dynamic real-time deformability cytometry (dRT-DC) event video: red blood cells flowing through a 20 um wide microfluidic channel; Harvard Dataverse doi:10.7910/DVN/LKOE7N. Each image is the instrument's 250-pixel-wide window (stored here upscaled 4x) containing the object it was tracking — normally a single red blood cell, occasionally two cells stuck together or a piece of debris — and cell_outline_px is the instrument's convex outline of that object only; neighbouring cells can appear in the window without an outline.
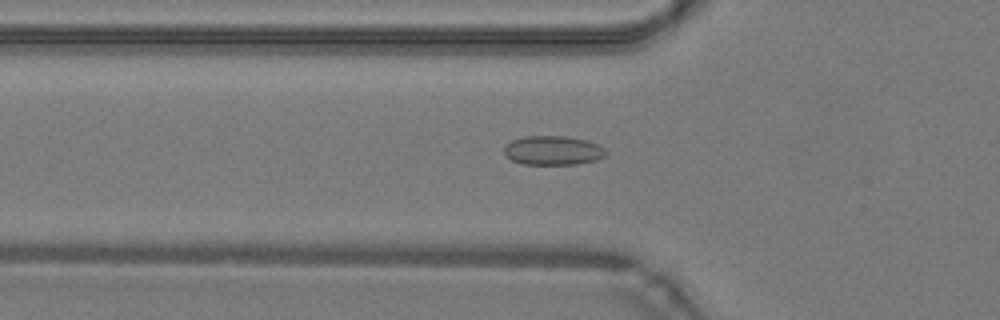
{"species": "common noctule bat (a hibernating species)", "species_latin": "Nyctalus noctula", "temperature_condition": "warm", "stored_images_in_passage": 48, "camera_frame_rate_fps": 3000, "um_per_image_px": 0.085, "animal": {"sex": "male", "body_mass_g": 19.2, "forearm_length_mm": 51.8}, "frame": {"image": 1, "passage_image": 17, "time_ms": 5.333, "image_size_px": [1000, 320], "cell_outline_px": [[608, 152], [604, 156], [596, 160], [576, 164], [524, 164], [512, 160], [504, 156], [504, 148], [512, 140], [524, 136], [564, 136], [588, 140], [604, 148]], "centroid_in_image_um": [47.0, 12.78], "position_along_channel_um": 78.8, "area_um2": 17.28}}
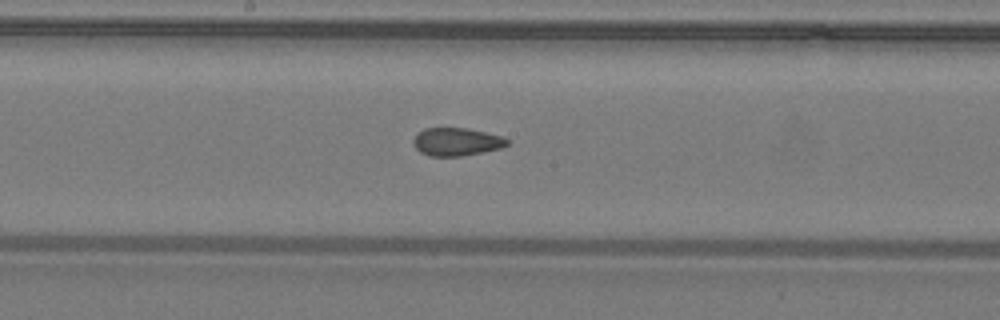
{"frame": {"image": 2, "passage_image": 26, "time_ms": 8.333, "image_size_px": [1000, 320], "cell_outline_px": [[508, 144], [500, 148], [460, 156], [432, 156], [420, 152], [416, 148], [412, 140], [424, 128], [464, 128], [504, 136], [508, 140]], "centroid_in_image_um": [38.8, 12.05], "position_along_channel_um": 209.4, "area_um2": 15.03}}
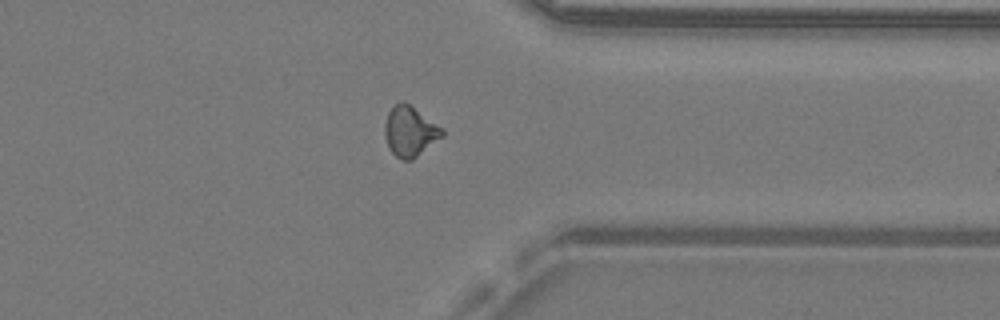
{"frame": {"image": 3, "passage_image": 38, "time_ms": 12.333, "image_size_px": [1000, 320], "cell_outline_px": [[444, 136], [412, 160], [400, 160], [388, 148], [384, 136], [384, 124], [388, 112], [400, 100], [408, 104], [444, 128]], "centroid_in_image_um": [34.84, 11.19], "position_along_channel_um": 376.6, "area_um2": 16.88}, "authors_computed_cell_mechanics": {"area_um2": 16.2418, "velocity_mm_per_s": 4.3114, "shape_relaxation_time_tau1_ms": null, "shape_relaxation_time_tau2_ms": 2.6177, "deformation_change_tau1": null, "deformation_change_tau2": 0.0849}}